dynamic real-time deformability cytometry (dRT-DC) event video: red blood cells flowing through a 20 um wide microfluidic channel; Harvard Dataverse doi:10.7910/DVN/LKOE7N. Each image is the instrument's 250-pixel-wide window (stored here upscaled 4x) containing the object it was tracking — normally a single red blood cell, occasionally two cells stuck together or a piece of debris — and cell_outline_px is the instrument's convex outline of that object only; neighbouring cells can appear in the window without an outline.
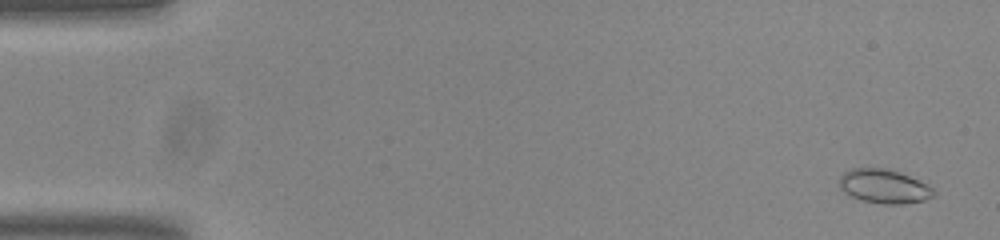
{"species": "common noctule bat (a hibernating species)", "species_latin": "Nyctalus noctula", "temperature_condition": "room temperature", "stored_images_in_passage": 54, "camera_frame_rate_fps": 3000, "um_per_image_px": 0.085, "animal": {"sex": "male", "body_mass_g": 20.0, "forearm_length_mm": 53.3}, "frame": {"image": 1, "passage_image": 2, "time_ms": 0.333, "image_size_px": [1000, 240], "cell_outline_px": [[936, 196], [924, 200], [904, 204], [884, 204], [860, 200], [844, 192], [840, 188], [840, 176], [844, 172], [852, 168], [888, 168], [928, 184], [936, 192]], "centroid_in_image_um": [75.16, 15.84], "position_along_channel_um": 9.8, "area_um2": 18.73}}
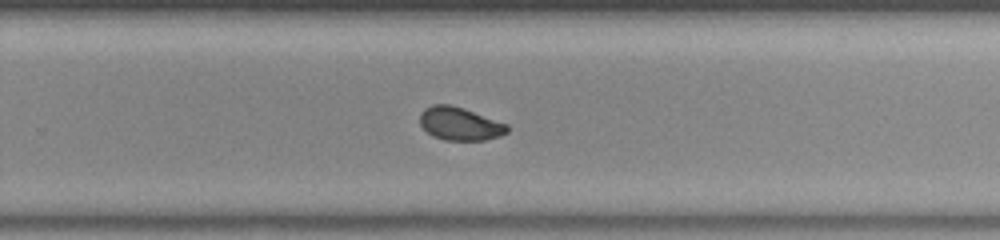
{"frame": {"image": 2, "passage_image": 35, "time_ms": 11.333, "image_size_px": [1000, 240], "cell_outline_px": [[508, 132], [500, 136], [484, 140], [444, 140], [432, 136], [420, 124], [420, 112], [424, 108], [432, 104], [452, 104], [464, 108], [508, 124]], "centroid_in_image_um": [39.08, 10.51], "position_along_channel_um": 290.7, "area_um2": 16.99}}
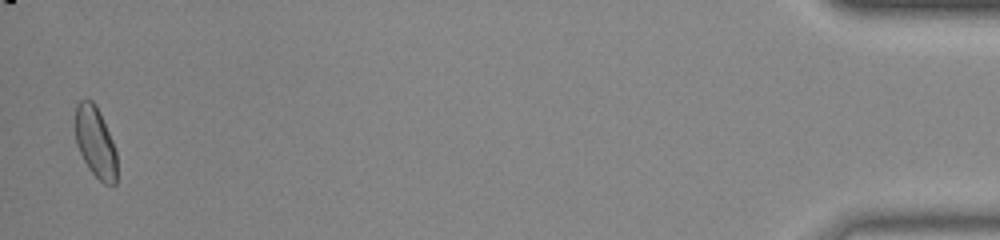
{"frame": {"image": 3, "passage_image": 53, "time_ms": 17.333, "image_size_px": [1000, 240], "cell_outline_px": [[116, 184], [104, 184], [88, 168], [76, 144], [76, 104], [80, 100], [92, 100], [96, 104], [100, 112], [112, 140], [116, 152]], "centroid_in_image_um": [8.11, 12.08], "position_along_channel_um": 427.1, "area_um2": 16.99}, "authors_computed_cell_mechanics": {"area_um2": 17.1955, "velocity_mm_per_s": 3.7995, "shape_relaxation_time_tau1_ms": 7.526, "shape_relaxation_time_tau2_ms": 2.1301, "deformation_change_tau1": 0.1439, "deformation_change_tau2": 0.0509}}